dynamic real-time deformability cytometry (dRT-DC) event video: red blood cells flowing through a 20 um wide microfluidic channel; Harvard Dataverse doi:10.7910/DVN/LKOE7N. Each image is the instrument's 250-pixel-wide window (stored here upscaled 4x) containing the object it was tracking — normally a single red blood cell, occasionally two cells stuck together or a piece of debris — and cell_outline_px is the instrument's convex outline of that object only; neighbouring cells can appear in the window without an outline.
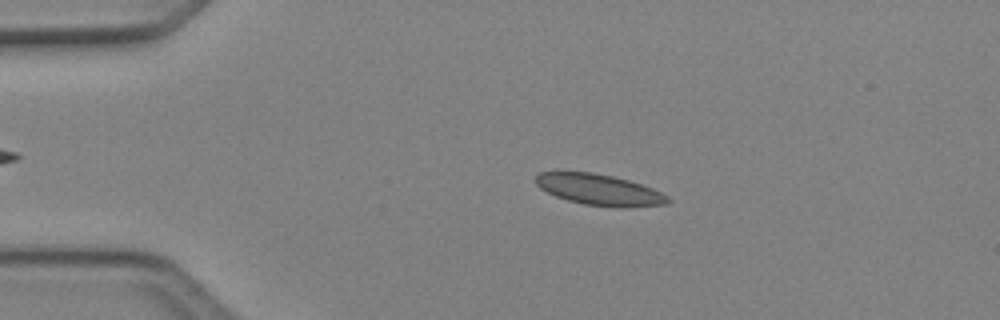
{"species": "Egyptian fruit bat (a non-hibernating species)", "species_latin": "Rousettus aegyptiacus", "temperature_condition": "cold", "stored_images_in_passage": 43, "camera_frame_rate_fps": 3000, "um_per_image_px": 0.085, "animal": {"sex": "female"}, "frame": {"image": 1, "passage_image": 10, "time_ms": 3.0, "image_size_px": [1000, 320], "cell_outline_px": [[672, 200], [668, 204], [624, 208], [584, 204], [568, 200], [556, 196], [540, 188], [532, 180], [540, 172], [556, 168], [560, 168], [592, 172], [612, 176], [628, 180], [652, 188], [668, 196]], "centroid_in_image_um": [50.85, 16.08], "position_along_channel_um": 34.2, "area_um2": 24.68}}
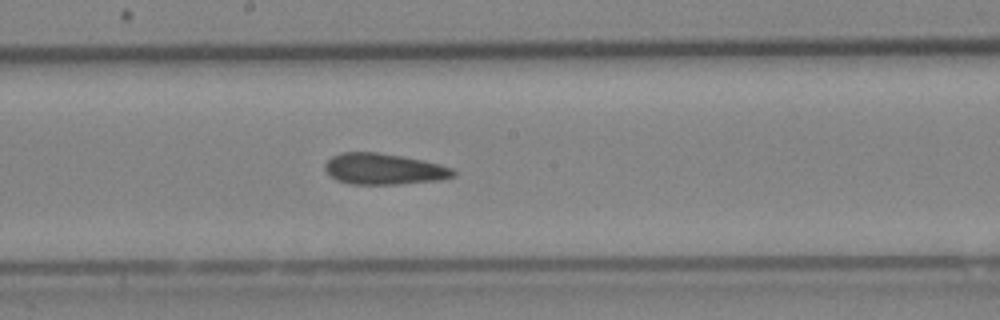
{"frame": {"image": 2, "passage_image": 27, "time_ms": 8.667, "image_size_px": [1000, 320], "cell_outline_px": [[456, 176], [440, 180], [400, 184], [348, 184], [336, 180], [324, 168], [324, 164], [332, 156], [340, 152], [376, 152], [424, 160], [440, 164], [452, 168], [456, 172]], "centroid_in_image_um": [32.64, 14.37], "position_along_channel_um": 215.6, "area_um2": 23.35}}
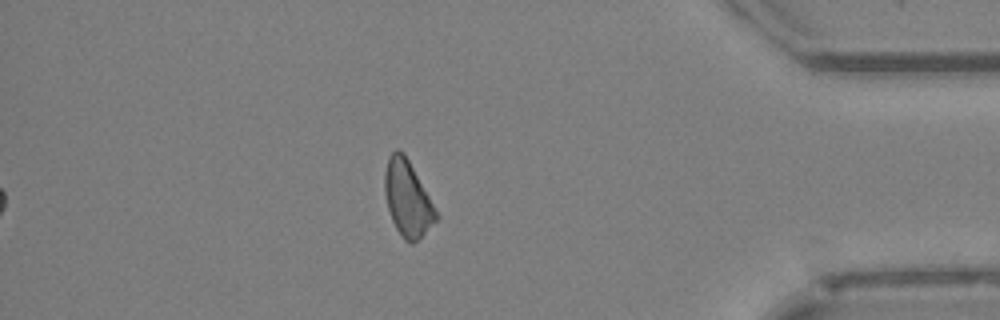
{"frame": {"image": 3, "passage_image": 43, "time_ms": 14.0, "image_size_px": [1000, 320], "cell_outline_px": [[440, 216], [412, 244], [404, 240], [396, 228], [392, 220], [388, 208], [384, 192], [384, 172], [388, 156], [396, 148], [400, 148], [404, 152]], "centroid_in_image_um": [34.61, 16.83], "position_along_channel_um": 400.6, "area_um2": 22.48}, "authors_computed_cell_mechanics": {"area_um2": 23.3512, "velocity_mm_per_s": 4.1075, "shape_relaxation_time_tau1_ms": null, "shape_relaxation_time_tau2_ms": 7.2422, "deformation_change_tau1": null, "deformation_change_tau2": 0.1741}}